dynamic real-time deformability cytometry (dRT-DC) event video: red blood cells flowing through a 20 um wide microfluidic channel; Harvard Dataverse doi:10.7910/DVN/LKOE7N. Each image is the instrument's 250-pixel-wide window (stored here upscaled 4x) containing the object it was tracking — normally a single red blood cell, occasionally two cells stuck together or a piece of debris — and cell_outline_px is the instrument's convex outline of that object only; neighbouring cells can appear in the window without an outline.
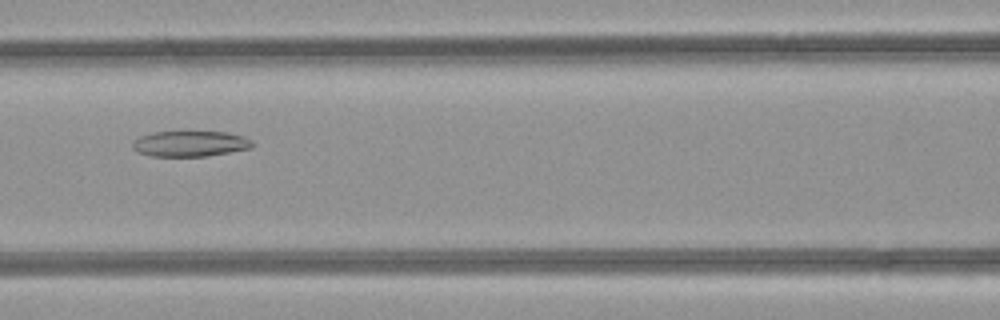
{"species": "common noctule bat (a hibernating species)", "species_latin": "Nyctalus noctula", "temperature_condition": "room temperature", "stored_images_in_passage": 33, "camera_frame_rate_fps": 3000, "um_per_image_px": 0.085, "animal": {"sex": "female", "body_mass_g": 21.9}, "frame": {"image": 1, "passage_image": 6, "time_ms": 1.667, "image_size_px": [1000, 320], "cell_outline_px": [[252, 148], [208, 156], [152, 156], [136, 152], [132, 148], [132, 144], [140, 136], [152, 132], [228, 132], [244, 136], [252, 140]], "centroid_in_image_um": [16.17, 12.22], "position_along_channel_um": 150.4, "area_um2": 17.92}}
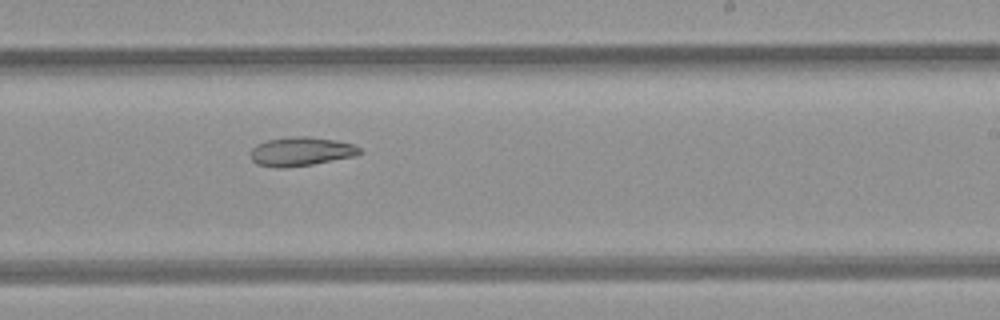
{"frame": {"image": 2, "passage_image": 14, "time_ms": 4.333, "image_size_px": [1000, 320], "cell_outline_px": [[360, 152], [356, 156], [312, 164], [284, 168], [276, 168], [256, 164], [252, 160], [252, 148], [256, 144], [264, 140], [292, 136], [304, 136], [336, 140], [352, 144], [360, 148]], "centroid_in_image_um": [25.55, 12.87], "position_along_channel_um": 263.4, "area_um2": 18.38}}
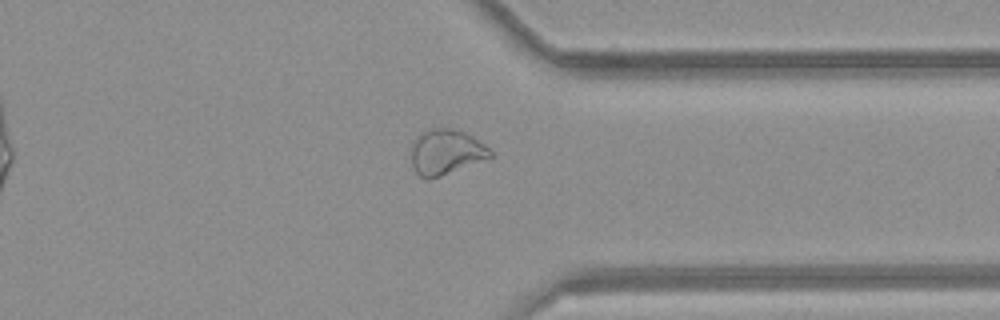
{"frame": {"image": 3, "passage_image": 22, "time_ms": 7.0, "image_size_px": [1000, 320], "cell_outline_px": [[492, 156], [440, 176], [428, 180], [420, 176], [416, 172], [412, 164], [412, 140], [420, 132], [428, 128], [452, 128], [464, 132], [472, 136], [484, 144], [492, 152]], "centroid_in_image_um": [37.86, 12.89], "position_along_channel_um": 373.5, "area_um2": 20.69}}